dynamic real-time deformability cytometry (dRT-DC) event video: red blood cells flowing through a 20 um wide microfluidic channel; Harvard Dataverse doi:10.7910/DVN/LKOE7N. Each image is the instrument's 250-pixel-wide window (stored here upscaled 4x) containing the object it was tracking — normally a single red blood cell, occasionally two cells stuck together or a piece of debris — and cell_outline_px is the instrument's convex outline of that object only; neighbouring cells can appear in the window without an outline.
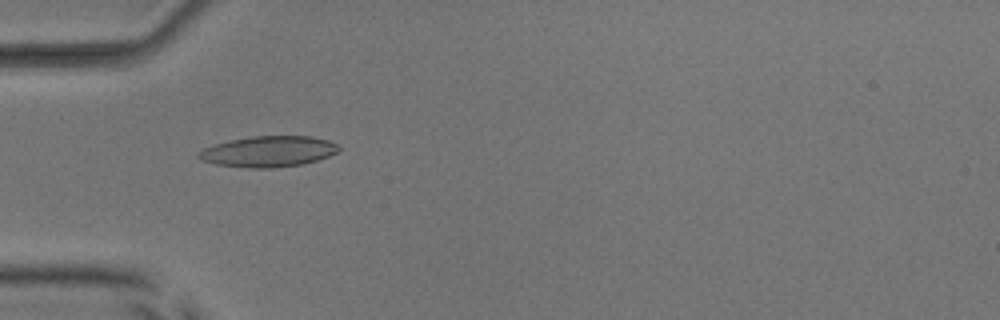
{"species": "common noctule bat (a hibernating species)", "species_latin": "Nyctalus noctula", "temperature_condition": "room temperature", "stored_images_in_passage": 21, "camera_frame_rate_fps": 3000, "um_per_image_px": 0.085, "animal": {"sex": "male", "body_mass_g": 17.9, "forearm_length_mm": 54.2}, "frame": {"image": 1, "passage_image": 13, "time_ms": 4.0, "image_size_px": [1000, 320], "cell_outline_px": [[340, 148], [336, 152], [328, 156], [304, 164], [272, 168], [248, 168], [216, 164], [204, 160], [196, 156], [196, 152], [204, 148], [228, 140], [252, 136], [312, 136], [328, 140], [336, 144]], "centroid_in_image_um": [22.8, 12.87], "position_along_channel_um": 62.2, "area_um2": 25.14}}
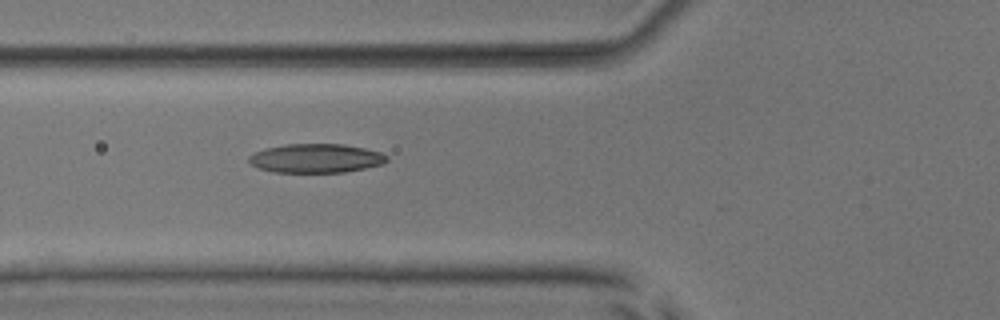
{"frame": {"image": 2, "passage_image": 16, "time_ms": 5.0, "image_size_px": [1000, 320], "cell_outline_px": [[388, 160], [380, 164], [364, 168], [344, 172], [272, 172], [260, 168], [252, 164], [248, 160], [248, 156], [264, 148], [284, 144], [344, 144], [364, 148], [380, 152], [388, 156]], "centroid_in_image_um": [26.84, 13.44], "position_along_channel_um": 99.0, "area_um2": 23.18}}
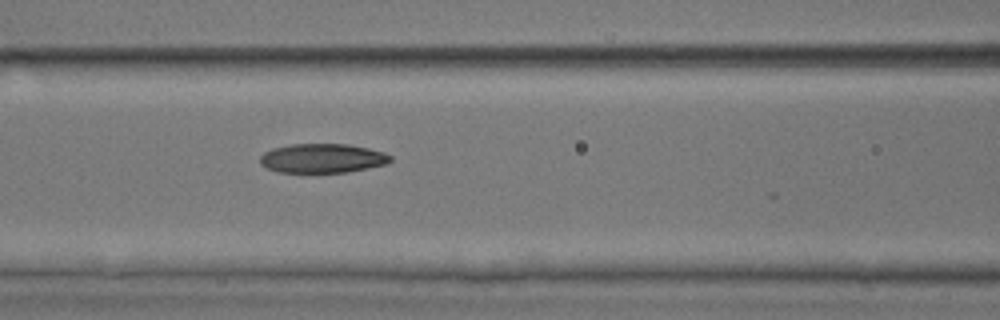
{"frame": {"image": 3, "passage_image": 19, "time_ms": 6.0, "image_size_px": [1000, 320], "cell_outline_px": [[392, 160], [388, 164], [368, 168], [344, 172], [276, 172], [260, 164], [260, 156], [264, 152], [272, 148], [292, 144], [348, 144], [368, 148], [384, 152], [392, 156]], "centroid_in_image_um": [27.41, 13.45], "position_along_channel_um": 139.2, "area_um2": 22.25}}